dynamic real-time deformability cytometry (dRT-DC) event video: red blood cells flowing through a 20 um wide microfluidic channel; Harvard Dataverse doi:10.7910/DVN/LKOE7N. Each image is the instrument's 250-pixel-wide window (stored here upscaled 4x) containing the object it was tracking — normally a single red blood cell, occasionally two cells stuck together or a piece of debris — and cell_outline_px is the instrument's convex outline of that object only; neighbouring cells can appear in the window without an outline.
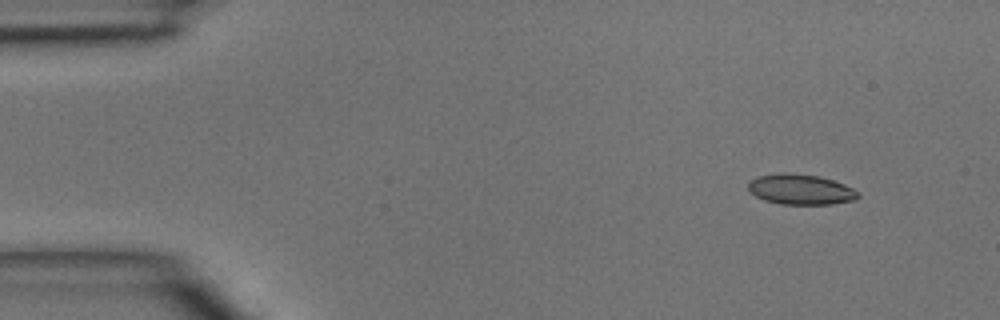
{"species": "common noctule bat (a hibernating species)", "species_latin": "Nyctalus noctula", "temperature_condition": "room temperature", "stored_images_in_passage": 4, "camera_frame_rate_fps": 3000, "um_per_image_px": 0.085, "animal": {"sex": "male", "body_mass_g": 15.6}, "frame": {"image": 1, "passage_image": 1, "time_ms": 0.0, "image_size_px": [1000, 320], "cell_outline_px": [[860, 196], [856, 200], [832, 204], [780, 204], [764, 200], [756, 196], [748, 188], [748, 184], [756, 176], [784, 172], [820, 176], [844, 184], [860, 192]], "centroid_in_image_um": [68.08, 16.1], "position_along_channel_um": 16.9, "area_um2": 19.48}}